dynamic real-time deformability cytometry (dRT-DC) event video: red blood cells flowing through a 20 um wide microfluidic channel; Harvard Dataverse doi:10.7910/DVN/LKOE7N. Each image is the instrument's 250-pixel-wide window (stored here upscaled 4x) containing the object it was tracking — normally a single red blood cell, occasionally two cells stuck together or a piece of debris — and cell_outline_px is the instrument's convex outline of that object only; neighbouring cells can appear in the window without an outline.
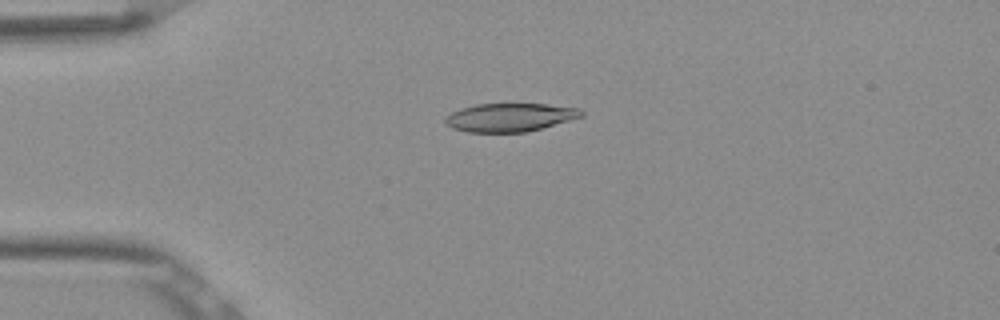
{"species": "Egyptian fruit bat (a non-hibernating species)", "species_latin": "Rousettus aegyptiacus", "temperature_condition": "room temperature", "stored_images_in_passage": 52, "camera_frame_rate_fps": 3000, "um_per_image_px": 0.085, "frame": {"image": 1, "passage_image": 13, "time_ms": 4.0, "image_size_px": [1000, 320], "cell_outline_px": [[584, 116], [540, 128], [524, 132], [468, 132], [452, 128], [444, 120], [452, 112], [460, 108], [476, 104], [548, 104], [580, 108], [584, 112]], "centroid_in_image_um": [43.36, 9.96], "position_along_channel_um": 41.6, "area_um2": 22.31}}
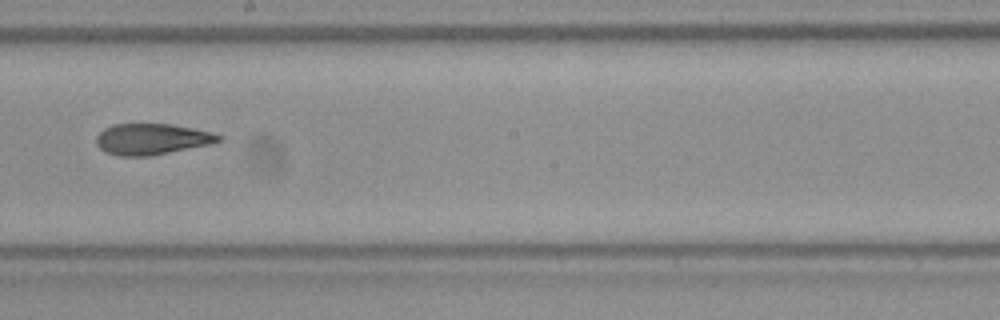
{"frame": {"image": 2, "passage_image": 30, "time_ms": 9.667, "image_size_px": [1000, 320], "cell_outline_px": [[220, 140], [208, 144], [148, 156], [120, 156], [104, 152], [96, 144], [96, 136], [104, 128], [112, 124], [172, 124], [192, 128], [208, 132], [220, 136]], "centroid_in_image_um": [12.8, 11.82], "position_along_channel_um": 235.4, "area_um2": 21.73}}
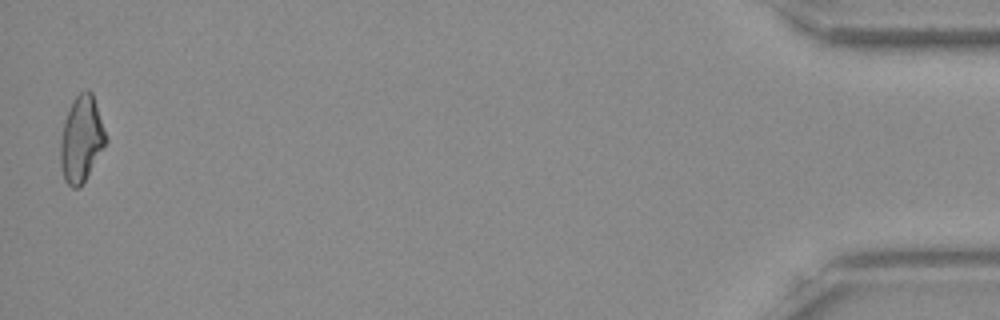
{"frame": {"image": 3, "passage_image": 52, "time_ms": 17.0, "image_size_px": [1000, 320], "cell_outline_px": [[108, 140], [104, 148], [80, 188], [72, 188], [64, 180], [60, 164], [60, 140], [64, 120], [72, 100], [80, 92], [88, 88], [92, 92]], "centroid_in_image_um": [6.91, 11.83], "position_along_channel_um": 428.3, "area_um2": 22.89}, "authors_computed_cell_mechanics": {"area_um2": 22.4842, "velocity_mm_per_s": 3.8714, "shape_relaxation_time_tau1_ms": 11.0987, "shape_relaxation_time_tau2_ms": 3.0122, "deformation_change_tau1": 0.2549, "deformation_change_tau2": 0.1034}}